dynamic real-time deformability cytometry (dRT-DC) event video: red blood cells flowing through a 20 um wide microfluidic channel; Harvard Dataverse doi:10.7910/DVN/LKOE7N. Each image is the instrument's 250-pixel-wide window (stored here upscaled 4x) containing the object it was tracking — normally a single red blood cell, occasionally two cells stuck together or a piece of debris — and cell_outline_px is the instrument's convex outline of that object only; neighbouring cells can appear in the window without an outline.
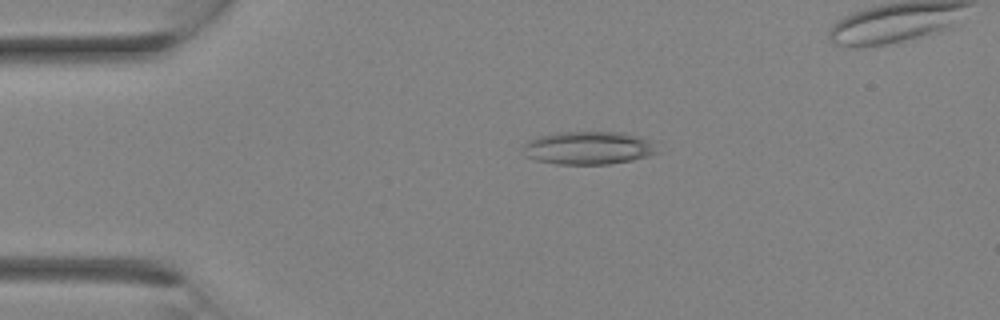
{"species": "Egyptian fruit bat (a non-hibernating species)", "species_latin": "Rousettus aegyptiacus", "temperature_condition": "room temperature", "stored_images_in_passage": 28, "camera_frame_rate_fps": 3000, "um_per_image_px": 0.085, "animal": {"sex": "female"}, "frame": {"image": 1, "passage_image": 6, "time_ms": 1.667, "image_size_px": [1000, 320], "cell_outline_px": [[660, 152], [648, 156], [632, 160], [608, 164], [556, 164], [536, 160], [524, 156], [520, 148], [528, 140], [536, 136], [556, 132], [620, 132], [636, 136], [648, 140]], "centroid_in_image_um": [49.92, 12.57], "position_along_channel_um": 35.1, "area_um2": 26.01}}
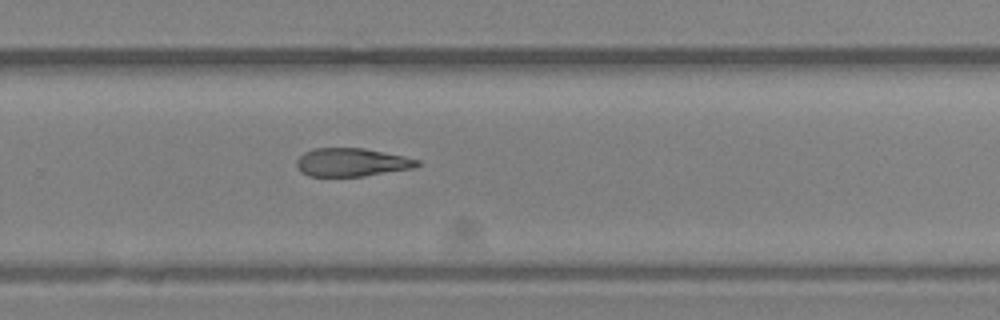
{"frame": {"image": 2, "passage_image": 19, "time_ms": 6.0, "image_size_px": [1000, 320], "cell_outline_px": [[420, 164], [416, 168], [364, 176], [308, 176], [300, 172], [296, 164], [296, 160], [304, 152], [316, 148], [364, 148], [404, 156], [420, 160]], "centroid_in_image_um": [29.91, 13.8], "position_along_channel_um": 299.9, "area_um2": 20.0}}
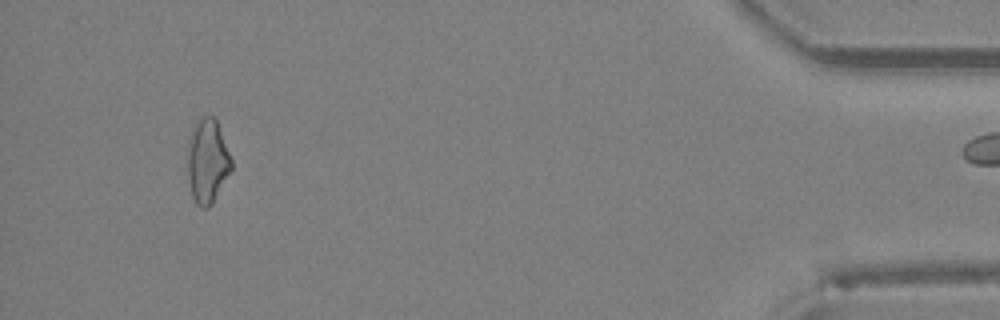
{"frame": {"image": 3, "passage_image": 27, "time_ms": 8.667, "image_size_px": [1000, 320], "cell_outline_px": [[232, 168], [212, 204], [208, 208], [200, 208], [196, 204], [192, 196], [188, 180], [188, 152], [192, 128], [200, 116], [212, 116], [216, 120], [232, 160]], "centroid_in_image_um": [17.62, 13.72], "position_along_channel_um": 417.6, "area_um2": 21.27}}